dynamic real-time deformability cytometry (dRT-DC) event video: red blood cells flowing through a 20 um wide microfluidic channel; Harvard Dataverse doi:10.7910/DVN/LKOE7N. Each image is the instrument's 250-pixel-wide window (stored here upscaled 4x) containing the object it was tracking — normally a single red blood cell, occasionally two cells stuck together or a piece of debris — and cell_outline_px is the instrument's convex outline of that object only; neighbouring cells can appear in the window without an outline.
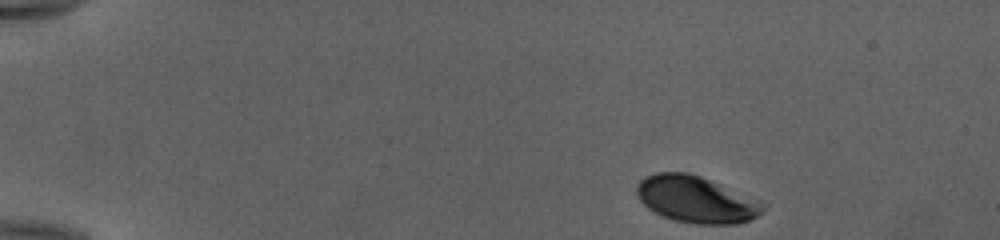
{"species": "human", "species_latin": "Homo sapiens", "temperature_condition": "cold", "stored_images_in_passage": 46, "camera_frame_rate_fps": 3000, "um_per_image_px": 0.085, "donor": {"sex": "female"}, "frame": {"image": 1, "passage_image": 1, "time_ms": 0.0, "image_size_px": [1000, 240], "cell_outline_px": [[764, 212], [748, 220], [736, 224], [696, 224], [672, 220], [648, 208], [640, 200], [636, 192], [636, 184], [644, 176], [656, 172], [688, 172], [700, 176], [760, 200], [764, 204]], "centroid_in_image_um": [59.15, 16.94], "position_along_channel_um": 25.8, "area_um2": 34.33}}
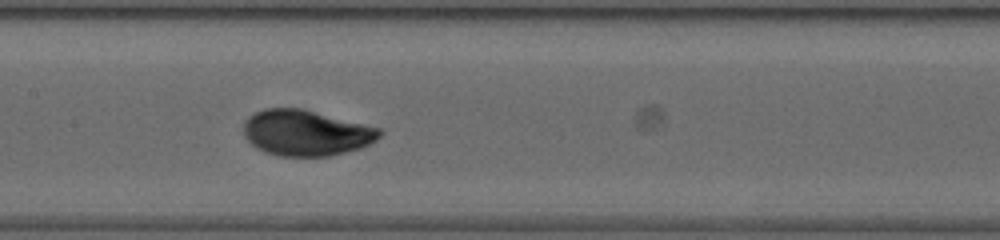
{"frame": {"image": 2, "passage_image": 21, "time_ms": 6.667, "image_size_px": [1000, 240], "cell_outline_px": [[384, 132], [376, 140], [360, 148], [328, 156], [280, 156], [264, 152], [256, 148], [244, 136], [244, 120], [248, 116], [264, 108], [300, 108], [380, 128]], "centroid_in_image_um": [25.98, 11.29], "position_along_channel_um": 181.4, "area_um2": 36.13}}
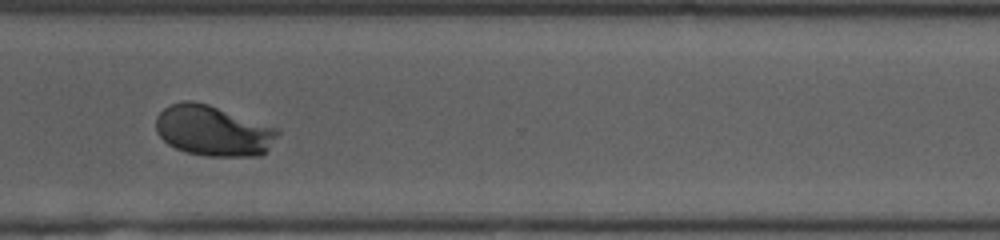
{"frame": {"image": 3, "passage_image": 34, "time_ms": 11.0, "image_size_px": [1000, 240], "cell_outline_px": [[280, 132], [268, 148], [260, 156], [204, 156], [188, 152], [176, 148], [168, 144], [156, 132], [156, 116], [168, 104], [184, 100], [192, 100], [208, 104], [280, 128]], "centroid_in_image_um": [18.11, 11.1], "position_along_channel_um": 352.5, "area_um2": 36.01}, "authors_computed_cell_mechanics": {"area_um2": 35.4892, "velocity_mm_per_s": 3.9442, "shape_relaxation_time_tau1_ms": 4.2933, "shape_relaxation_time_tau2_ms": null, "deformation_change_tau1": 0.1489, "deformation_change_tau2": null}}